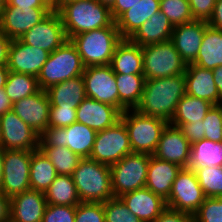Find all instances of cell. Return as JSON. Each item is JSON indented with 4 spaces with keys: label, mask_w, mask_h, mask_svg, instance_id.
I'll return each mask as SVG.
<instances>
[{
    "label": "cell",
    "mask_w": 222,
    "mask_h": 222,
    "mask_svg": "<svg viewBox=\"0 0 222 222\" xmlns=\"http://www.w3.org/2000/svg\"><path fill=\"white\" fill-rule=\"evenodd\" d=\"M185 86L184 74L146 79L140 102L135 110L170 123L179 100L186 94Z\"/></svg>",
    "instance_id": "cell-1"
},
{
    "label": "cell",
    "mask_w": 222,
    "mask_h": 222,
    "mask_svg": "<svg viewBox=\"0 0 222 222\" xmlns=\"http://www.w3.org/2000/svg\"><path fill=\"white\" fill-rule=\"evenodd\" d=\"M67 39L82 32L110 26L114 20L110 8L97 0H77L59 11Z\"/></svg>",
    "instance_id": "cell-2"
},
{
    "label": "cell",
    "mask_w": 222,
    "mask_h": 222,
    "mask_svg": "<svg viewBox=\"0 0 222 222\" xmlns=\"http://www.w3.org/2000/svg\"><path fill=\"white\" fill-rule=\"evenodd\" d=\"M81 202H106L114 198L110 166L83 158L72 173Z\"/></svg>",
    "instance_id": "cell-3"
},
{
    "label": "cell",
    "mask_w": 222,
    "mask_h": 222,
    "mask_svg": "<svg viewBox=\"0 0 222 222\" xmlns=\"http://www.w3.org/2000/svg\"><path fill=\"white\" fill-rule=\"evenodd\" d=\"M70 40L76 46L84 66L88 67L110 65L114 50L122 38L114 21L108 27L82 32Z\"/></svg>",
    "instance_id": "cell-4"
},
{
    "label": "cell",
    "mask_w": 222,
    "mask_h": 222,
    "mask_svg": "<svg viewBox=\"0 0 222 222\" xmlns=\"http://www.w3.org/2000/svg\"><path fill=\"white\" fill-rule=\"evenodd\" d=\"M84 70L85 66L76 46L68 39L49 54L37 76L39 87L46 91L62 81L81 76Z\"/></svg>",
    "instance_id": "cell-5"
},
{
    "label": "cell",
    "mask_w": 222,
    "mask_h": 222,
    "mask_svg": "<svg viewBox=\"0 0 222 222\" xmlns=\"http://www.w3.org/2000/svg\"><path fill=\"white\" fill-rule=\"evenodd\" d=\"M126 126L132 153L153 155L168 122L147 116L135 109H127L120 118Z\"/></svg>",
    "instance_id": "cell-6"
},
{
    "label": "cell",
    "mask_w": 222,
    "mask_h": 222,
    "mask_svg": "<svg viewBox=\"0 0 222 222\" xmlns=\"http://www.w3.org/2000/svg\"><path fill=\"white\" fill-rule=\"evenodd\" d=\"M145 79L184 74L187 64L180 57L171 40L142 46Z\"/></svg>",
    "instance_id": "cell-7"
},
{
    "label": "cell",
    "mask_w": 222,
    "mask_h": 222,
    "mask_svg": "<svg viewBox=\"0 0 222 222\" xmlns=\"http://www.w3.org/2000/svg\"><path fill=\"white\" fill-rule=\"evenodd\" d=\"M149 161V154L131 153L110 166L114 198L145 188Z\"/></svg>",
    "instance_id": "cell-8"
},
{
    "label": "cell",
    "mask_w": 222,
    "mask_h": 222,
    "mask_svg": "<svg viewBox=\"0 0 222 222\" xmlns=\"http://www.w3.org/2000/svg\"><path fill=\"white\" fill-rule=\"evenodd\" d=\"M96 131L75 122L65 128L47 127L39 137V146L67 147L83 158H89L93 149Z\"/></svg>",
    "instance_id": "cell-9"
},
{
    "label": "cell",
    "mask_w": 222,
    "mask_h": 222,
    "mask_svg": "<svg viewBox=\"0 0 222 222\" xmlns=\"http://www.w3.org/2000/svg\"><path fill=\"white\" fill-rule=\"evenodd\" d=\"M131 153L128 131L120 119L113 126L96 133L89 159L112 166Z\"/></svg>",
    "instance_id": "cell-10"
},
{
    "label": "cell",
    "mask_w": 222,
    "mask_h": 222,
    "mask_svg": "<svg viewBox=\"0 0 222 222\" xmlns=\"http://www.w3.org/2000/svg\"><path fill=\"white\" fill-rule=\"evenodd\" d=\"M32 151L4 150L3 178L0 191L9 198L30 189Z\"/></svg>",
    "instance_id": "cell-11"
},
{
    "label": "cell",
    "mask_w": 222,
    "mask_h": 222,
    "mask_svg": "<svg viewBox=\"0 0 222 222\" xmlns=\"http://www.w3.org/2000/svg\"><path fill=\"white\" fill-rule=\"evenodd\" d=\"M205 198L194 170L182 168L172 184L166 203L167 208L193 215Z\"/></svg>",
    "instance_id": "cell-12"
},
{
    "label": "cell",
    "mask_w": 222,
    "mask_h": 222,
    "mask_svg": "<svg viewBox=\"0 0 222 222\" xmlns=\"http://www.w3.org/2000/svg\"><path fill=\"white\" fill-rule=\"evenodd\" d=\"M86 97L109 104L119 110V93L115 73L110 65L88 66L82 74Z\"/></svg>",
    "instance_id": "cell-13"
},
{
    "label": "cell",
    "mask_w": 222,
    "mask_h": 222,
    "mask_svg": "<svg viewBox=\"0 0 222 222\" xmlns=\"http://www.w3.org/2000/svg\"><path fill=\"white\" fill-rule=\"evenodd\" d=\"M0 146L4 150L39 149V137L30 126L23 122L12 110L0 115Z\"/></svg>",
    "instance_id": "cell-14"
},
{
    "label": "cell",
    "mask_w": 222,
    "mask_h": 222,
    "mask_svg": "<svg viewBox=\"0 0 222 222\" xmlns=\"http://www.w3.org/2000/svg\"><path fill=\"white\" fill-rule=\"evenodd\" d=\"M20 40L29 46L38 47L51 53L68 39L59 12L52 11L27 31Z\"/></svg>",
    "instance_id": "cell-15"
},
{
    "label": "cell",
    "mask_w": 222,
    "mask_h": 222,
    "mask_svg": "<svg viewBox=\"0 0 222 222\" xmlns=\"http://www.w3.org/2000/svg\"><path fill=\"white\" fill-rule=\"evenodd\" d=\"M190 153L191 143L184 137L181 129L168 123L161 134L153 156L187 168L190 162Z\"/></svg>",
    "instance_id": "cell-16"
},
{
    "label": "cell",
    "mask_w": 222,
    "mask_h": 222,
    "mask_svg": "<svg viewBox=\"0 0 222 222\" xmlns=\"http://www.w3.org/2000/svg\"><path fill=\"white\" fill-rule=\"evenodd\" d=\"M12 111L39 135L48 127L50 100L44 90L16 101Z\"/></svg>",
    "instance_id": "cell-17"
},
{
    "label": "cell",
    "mask_w": 222,
    "mask_h": 222,
    "mask_svg": "<svg viewBox=\"0 0 222 222\" xmlns=\"http://www.w3.org/2000/svg\"><path fill=\"white\" fill-rule=\"evenodd\" d=\"M49 54L43 49L23 43L20 39H14L9 48L7 68L12 72L37 77Z\"/></svg>",
    "instance_id": "cell-18"
},
{
    "label": "cell",
    "mask_w": 222,
    "mask_h": 222,
    "mask_svg": "<svg viewBox=\"0 0 222 222\" xmlns=\"http://www.w3.org/2000/svg\"><path fill=\"white\" fill-rule=\"evenodd\" d=\"M52 9H27L9 6L3 12L0 29L10 39H20L34 25L46 18Z\"/></svg>",
    "instance_id": "cell-19"
},
{
    "label": "cell",
    "mask_w": 222,
    "mask_h": 222,
    "mask_svg": "<svg viewBox=\"0 0 222 222\" xmlns=\"http://www.w3.org/2000/svg\"><path fill=\"white\" fill-rule=\"evenodd\" d=\"M207 26V21L204 20L174 26L170 40L186 64L196 59Z\"/></svg>",
    "instance_id": "cell-20"
},
{
    "label": "cell",
    "mask_w": 222,
    "mask_h": 222,
    "mask_svg": "<svg viewBox=\"0 0 222 222\" xmlns=\"http://www.w3.org/2000/svg\"><path fill=\"white\" fill-rule=\"evenodd\" d=\"M78 123L84 124L96 132L113 126L121 118V112L109 104L86 97L76 108Z\"/></svg>",
    "instance_id": "cell-21"
},
{
    "label": "cell",
    "mask_w": 222,
    "mask_h": 222,
    "mask_svg": "<svg viewBox=\"0 0 222 222\" xmlns=\"http://www.w3.org/2000/svg\"><path fill=\"white\" fill-rule=\"evenodd\" d=\"M10 199V222H42L48 205L43 192L29 189Z\"/></svg>",
    "instance_id": "cell-22"
},
{
    "label": "cell",
    "mask_w": 222,
    "mask_h": 222,
    "mask_svg": "<svg viewBox=\"0 0 222 222\" xmlns=\"http://www.w3.org/2000/svg\"><path fill=\"white\" fill-rule=\"evenodd\" d=\"M119 198L143 222H153L167 208L166 200L146 187L125 193Z\"/></svg>",
    "instance_id": "cell-23"
},
{
    "label": "cell",
    "mask_w": 222,
    "mask_h": 222,
    "mask_svg": "<svg viewBox=\"0 0 222 222\" xmlns=\"http://www.w3.org/2000/svg\"><path fill=\"white\" fill-rule=\"evenodd\" d=\"M185 76L186 94L219 105V93L214 82L213 70L196 64H187Z\"/></svg>",
    "instance_id": "cell-24"
},
{
    "label": "cell",
    "mask_w": 222,
    "mask_h": 222,
    "mask_svg": "<svg viewBox=\"0 0 222 222\" xmlns=\"http://www.w3.org/2000/svg\"><path fill=\"white\" fill-rule=\"evenodd\" d=\"M181 169L182 167L174 163L160 160L150 155L145 187L167 201L172 184Z\"/></svg>",
    "instance_id": "cell-25"
},
{
    "label": "cell",
    "mask_w": 222,
    "mask_h": 222,
    "mask_svg": "<svg viewBox=\"0 0 222 222\" xmlns=\"http://www.w3.org/2000/svg\"><path fill=\"white\" fill-rule=\"evenodd\" d=\"M160 10V0H140L131 9L123 12L116 20V27L122 39H130L141 27Z\"/></svg>",
    "instance_id": "cell-26"
},
{
    "label": "cell",
    "mask_w": 222,
    "mask_h": 222,
    "mask_svg": "<svg viewBox=\"0 0 222 222\" xmlns=\"http://www.w3.org/2000/svg\"><path fill=\"white\" fill-rule=\"evenodd\" d=\"M110 66L114 73L143 74L142 47L130 39H122L114 50Z\"/></svg>",
    "instance_id": "cell-27"
},
{
    "label": "cell",
    "mask_w": 222,
    "mask_h": 222,
    "mask_svg": "<svg viewBox=\"0 0 222 222\" xmlns=\"http://www.w3.org/2000/svg\"><path fill=\"white\" fill-rule=\"evenodd\" d=\"M50 106L77 108L86 98L85 82L81 76L62 81L46 90Z\"/></svg>",
    "instance_id": "cell-28"
},
{
    "label": "cell",
    "mask_w": 222,
    "mask_h": 222,
    "mask_svg": "<svg viewBox=\"0 0 222 222\" xmlns=\"http://www.w3.org/2000/svg\"><path fill=\"white\" fill-rule=\"evenodd\" d=\"M174 26L159 10L150 19L145 21L130 40L142 46L157 44L171 39Z\"/></svg>",
    "instance_id": "cell-29"
},
{
    "label": "cell",
    "mask_w": 222,
    "mask_h": 222,
    "mask_svg": "<svg viewBox=\"0 0 222 222\" xmlns=\"http://www.w3.org/2000/svg\"><path fill=\"white\" fill-rule=\"evenodd\" d=\"M192 63L209 70L222 66V30L209 25L205 28L201 47Z\"/></svg>",
    "instance_id": "cell-30"
},
{
    "label": "cell",
    "mask_w": 222,
    "mask_h": 222,
    "mask_svg": "<svg viewBox=\"0 0 222 222\" xmlns=\"http://www.w3.org/2000/svg\"><path fill=\"white\" fill-rule=\"evenodd\" d=\"M115 80L119 93V111L135 109L140 102L144 85V74L115 73Z\"/></svg>",
    "instance_id": "cell-31"
},
{
    "label": "cell",
    "mask_w": 222,
    "mask_h": 222,
    "mask_svg": "<svg viewBox=\"0 0 222 222\" xmlns=\"http://www.w3.org/2000/svg\"><path fill=\"white\" fill-rule=\"evenodd\" d=\"M213 104L207 100L185 94L178 102L170 124L180 127L182 124L203 120Z\"/></svg>",
    "instance_id": "cell-32"
},
{
    "label": "cell",
    "mask_w": 222,
    "mask_h": 222,
    "mask_svg": "<svg viewBox=\"0 0 222 222\" xmlns=\"http://www.w3.org/2000/svg\"><path fill=\"white\" fill-rule=\"evenodd\" d=\"M222 166V142L201 139L191 144L189 169Z\"/></svg>",
    "instance_id": "cell-33"
},
{
    "label": "cell",
    "mask_w": 222,
    "mask_h": 222,
    "mask_svg": "<svg viewBox=\"0 0 222 222\" xmlns=\"http://www.w3.org/2000/svg\"><path fill=\"white\" fill-rule=\"evenodd\" d=\"M57 176L55 167L40 149L32 151L30 162V189L43 192Z\"/></svg>",
    "instance_id": "cell-34"
},
{
    "label": "cell",
    "mask_w": 222,
    "mask_h": 222,
    "mask_svg": "<svg viewBox=\"0 0 222 222\" xmlns=\"http://www.w3.org/2000/svg\"><path fill=\"white\" fill-rule=\"evenodd\" d=\"M44 196L50 205L77 206L81 203L71 175H57Z\"/></svg>",
    "instance_id": "cell-35"
},
{
    "label": "cell",
    "mask_w": 222,
    "mask_h": 222,
    "mask_svg": "<svg viewBox=\"0 0 222 222\" xmlns=\"http://www.w3.org/2000/svg\"><path fill=\"white\" fill-rule=\"evenodd\" d=\"M4 89L12 103L32 96L41 90L36 76L12 71L8 73Z\"/></svg>",
    "instance_id": "cell-36"
},
{
    "label": "cell",
    "mask_w": 222,
    "mask_h": 222,
    "mask_svg": "<svg viewBox=\"0 0 222 222\" xmlns=\"http://www.w3.org/2000/svg\"><path fill=\"white\" fill-rule=\"evenodd\" d=\"M39 149L49 158L55 167L57 175H72L82 160L80 156L70 151L67 147L39 146Z\"/></svg>",
    "instance_id": "cell-37"
},
{
    "label": "cell",
    "mask_w": 222,
    "mask_h": 222,
    "mask_svg": "<svg viewBox=\"0 0 222 222\" xmlns=\"http://www.w3.org/2000/svg\"><path fill=\"white\" fill-rule=\"evenodd\" d=\"M194 172L206 197H222V166L199 167Z\"/></svg>",
    "instance_id": "cell-38"
},
{
    "label": "cell",
    "mask_w": 222,
    "mask_h": 222,
    "mask_svg": "<svg viewBox=\"0 0 222 222\" xmlns=\"http://www.w3.org/2000/svg\"><path fill=\"white\" fill-rule=\"evenodd\" d=\"M160 11L173 26L194 21L188 0H160Z\"/></svg>",
    "instance_id": "cell-39"
},
{
    "label": "cell",
    "mask_w": 222,
    "mask_h": 222,
    "mask_svg": "<svg viewBox=\"0 0 222 222\" xmlns=\"http://www.w3.org/2000/svg\"><path fill=\"white\" fill-rule=\"evenodd\" d=\"M105 222H143L130 212L120 198L104 202Z\"/></svg>",
    "instance_id": "cell-40"
},
{
    "label": "cell",
    "mask_w": 222,
    "mask_h": 222,
    "mask_svg": "<svg viewBox=\"0 0 222 222\" xmlns=\"http://www.w3.org/2000/svg\"><path fill=\"white\" fill-rule=\"evenodd\" d=\"M202 122L205 139L222 142V104L213 105Z\"/></svg>",
    "instance_id": "cell-41"
},
{
    "label": "cell",
    "mask_w": 222,
    "mask_h": 222,
    "mask_svg": "<svg viewBox=\"0 0 222 222\" xmlns=\"http://www.w3.org/2000/svg\"><path fill=\"white\" fill-rule=\"evenodd\" d=\"M193 218L196 222H222V197H206Z\"/></svg>",
    "instance_id": "cell-42"
},
{
    "label": "cell",
    "mask_w": 222,
    "mask_h": 222,
    "mask_svg": "<svg viewBox=\"0 0 222 222\" xmlns=\"http://www.w3.org/2000/svg\"><path fill=\"white\" fill-rule=\"evenodd\" d=\"M75 222H105L104 203H79L76 206Z\"/></svg>",
    "instance_id": "cell-43"
},
{
    "label": "cell",
    "mask_w": 222,
    "mask_h": 222,
    "mask_svg": "<svg viewBox=\"0 0 222 222\" xmlns=\"http://www.w3.org/2000/svg\"><path fill=\"white\" fill-rule=\"evenodd\" d=\"M76 206L48 204L42 222H75Z\"/></svg>",
    "instance_id": "cell-44"
},
{
    "label": "cell",
    "mask_w": 222,
    "mask_h": 222,
    "mask_svg": "<svg viewBox=\"0 0 222 222\" xmlns=\"http://www.w3.org/2000/svg\"><path fill=\"white\" fill-rule=\"evenodd\" d=\"M76 116V108H60L58 106H50L48 127L65 128L77 122Z\"/></svg>",
    "instance_id": "cell-45"
},
{
    "label": "cell",
    "mask_w": 222,
    "mask_h": 222,
    "mask_svg": "<svg viewBox=\"0 0 222 222\" xmlns=\"http://www.w3.org/2000/svg\"><path fill=\"white\" fill-rule=\"evenodd\" d=\"M194 20L208 21L212 15L216 0H188Z\"/></svg>",
    "instance_id": "cell-46"
},
{
    "label": "cell",
    "mask_w": 222,
    "mask_h": 222,
    "mask_svg": "<svg viewBox=\"0 0 222 222\" xmlns=\"http://www.w3.org/2000/svg\"><path fill=\"white\" fill-rule=\"evenodd\" d=\"M179 128L181 129L184 137L191 144L205 138L202 120L197 121L195 123L182 124Z\"/></svg>",
    "instance_id": "cell-47"
},
{
    "label": "cell",
    "mask_w": 222,
    "mask_h": 222,
    "mask_svg": "<svg viewBox=\"0 0 222 222\" xmlns=\"http://www.w3.org/2000/svg\"><path fill=\"white\" fill-rule=\"evenodd\" d=\"M193 215L166 208L153 222H193Z\"/></svg>",
    "instance_id": "cell-48"
},
{
    "label": "cell",
    "mask_w": 222,
    "mask_h": 222,
    "mask_svg": "<svg viewBox=\"0 0 222 222\" xmlns=\"http://www.w3.org/2000/svg\"><path fill=\"white\" fill-rule=\"evenodd\" d=\"M9 6L27 9H51L43 0H6Z\"/></svg>",
    "instance_id": "cell-49"
},
{
    "label": "cell",
    "mask_w": 222,
    "mask_h": 222,
    "mask_svg": "<svg viewBox=\"0 0 222 222\" xmlns=\"http://www.w3.org/2000/svg\"><path fill=\"white\" fill-rule=\"evenodd\" d=\"M140 0H116L113 6L110 8L111 16L115 21L123 12L131 9Z\"/></svg>",
    "instance_id": "cell-50"
},
{
    "label": "cell",
    "mask_w": 222,
    "mask_h": 222,
    "mask_svg": "<svg viewBox=\"0 0 222 222\" xmlns=\"http://www.w3.org/2000/svg\"><path fill=\"white\" fill-rule=\"evenodd\" d=\"M12 39L4 34L0 29V66H7L9 48L11 45Z\"/></svg>",
    "instance_id": "cell-51"
},
{
    "label": "cell",
    "mask_w": 222,
    "mask_h": 222,
    "mask_svg": "<svg viewBox=\"0 0 222 222\" xmlns=\"http://www.w3.org/2000/svg\"><path fill=\"white\" fill-rule=\"evenodd\" d=\"M207 24L212 28L222 30V0H216L215 7Z\"/></svg>",
    "instance_id": "cell-52"
},
{
    "label": "cell",
    "mask_w": 222,
    "mask_h": 222,
    "mask_svg": "<svg viewBox=\"0 0 222 222\" xmlns=\"http://www.w3.org/2000/svg\"><path fill=\"white\" fill-rule=\"evenodd\" d=\"M11 199L0 191V222H10Z\"/></svg>",
    "instance_id": "cell-53"
},
{
    "label": "cell",
    "mask_w": 222,
    "mask_h": 222,
    "mask_svg": "<svg viewBox=\"0 0 222 222\" xmlns=\"http://www.w3.org/2000/svg\"><path fill=\"white\" fill-rule=\"evenodd\" d=\"M13 103L10 101L9 97L6 95L5 89H0V115L5 114L12 110Z\"/></svg>",
    "instance_id": "cell-54"
},
{
    "label": "cell",
    "mask_w": 222,
    "mask_h": 222,
    "mask_svg": "<svg viewBox=\"0 0 222 222\" xmlns=\"http://www.w3.org/2000/svg\"><path fill=\"white\" fill-rule=\"evenodd\" d=\"M214 82L219 93V105L222 104V66L213 70Z\"/></svg>",
    "instance_id": "cell-55"
},
{
    "label": "cell",
    "mask_w": 222,
    "mask_h": 222,
    "mask_svg": "<svg viewBox=\"0 0 222 222\" xmlns=\"http://www.w3.org/2000/svg\"><path fill=\"white\" fill-rule=\"evenodd\" d=\"M9 69L7 66H0V89L4 88L7 77H8Z\"/></svg>",
    "instance_id": "cell-56"
},
{
    "label": "cell",
    "mask_w": 222,
    "mask_h": 222,
    "mask_svg": "<svg viewBox=\"0 0 222 222\" xmlns=\"http://www.w3.org/2000/svg\"><path fill=\"white\" fill-rule=\"evenodd\" d=\"M77 1V0H55V3L51 6L52 11L58 12L67 3Z\"/></svg>",
    "instance_id": "cell-57"
},
{
    "label": "cell",
    "mask_w": 222,
    "mask_h": 222,
    "mask_svg": "<svg viewBox=\"0 0 222 222\" xmlns=\"http://www.w3.org/2000/svg\"><path fill=\"white\" fill-rule=\"evenodd\" d=\"M3 158H4V149L0 146V189L2 187V178H3Z\"/></svg>",
    "instance_id": "cell-58"
},
{
    "label": "cell",
    "mask_w": 222,
    "mask_h": 222,
    "mask_svg": "<svg viewBox=\"0 0 222 222\" xmlns=\"http://www.w3.org/2000/svg\"><path fill=\"white\" fill-rule=\"evenodd\" d=\"M99 3L111 8L116 0H97Z\"/></svg>",
    "instance_id": "cell-59"
},
{
    "label": "cell",
    "mask_w": 222,
    "mask_h": 222,
    "mask_svg": "<svg viewBox=\"0 0 222 222\" xmlns=\"http://www.w3.org/2000/svg\"><path fill=\"white\" fill-rule=\"evenodd\" d=\"M6 4H7L6 0H0V21L2 19L3 12H4L5 8H6Z\"/></svg>",
    "instance_id": "cell-60"
},
{
    "label": "cell",
    "mask_w": 222,
    "mask_h": 222,
    "mask_svg": "<svg viewBox=\"0 0 222 222\" xmlns=\"http://www.w3.org/2000/svg\"><path fill=\"white\" fill-rule=\"evenodd\" d=\"M50 7L55 3V0H43Z\"/></svg>",
    "instance_id": "cell-61"
},
{
    "label": "cell",
    "mask_w": 222,
    "mask_h": 222,
    "mask_svg": "<svg viewBox=\"0 0 222 222\" xmlns=\"http://www.w3.org/2000/svg\"><path fill=\"white\" fill-rule=\"evenodd\" d=\"M0 137H1V119H0Z\"/></svg>",
    "instance_id": "cell-62"
}]
</instances>
